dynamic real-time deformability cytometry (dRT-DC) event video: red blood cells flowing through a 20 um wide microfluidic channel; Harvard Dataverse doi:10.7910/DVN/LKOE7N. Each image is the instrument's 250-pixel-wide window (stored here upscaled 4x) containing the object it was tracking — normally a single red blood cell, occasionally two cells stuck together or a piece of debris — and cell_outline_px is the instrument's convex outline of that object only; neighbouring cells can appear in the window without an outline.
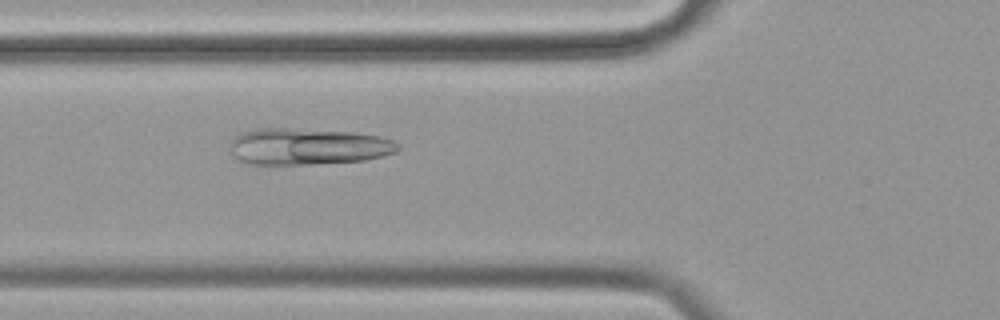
{"species": "common noctule bat (a hibernating species)", "species_latin": "Nyctalus noctula", "temperature_condition": "cold", "stored_images_in_passage": 41, "camera_frame_rate_fps": 3000, "um_per_image_px": 0.085, "animal": {"sex": "female", "body_mass_g": 19.9}, "frame": {"image": 1, "passage_image": 7, "time_ms": 2.0, "image_size_px": [1000, 320], "cell_outline_px": [[400, 148], [396, 152], [364, 160], [304, 164], [248, 164], [236, 160], [228, 144], [236, 136], [244, 132], [256, 128], [292, 128], [352, 132], [380, 136], [392, 140], [400, 144]], "centroid_in_image_um": [26.14, 12.44], "position_along_channel_um": 99.7, "area_um2": 35.78}}
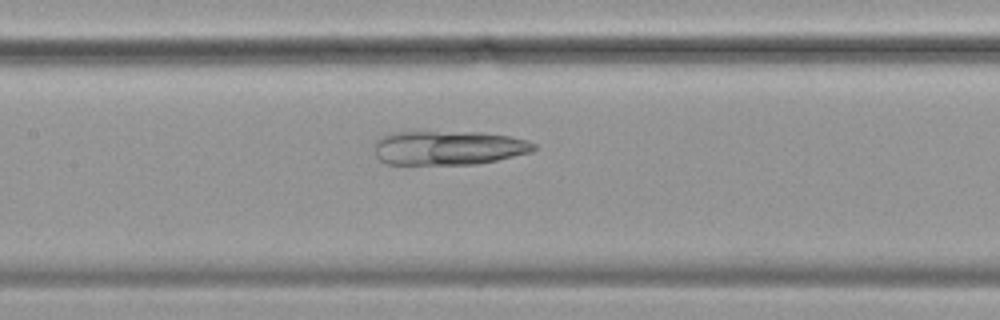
{"frame": {"image": 2, "passage_image": 13, "time_ms": 4.0, "image_size_px": [1000, 320], "cell_outline_px": [[536, 148], [532, 152], [496, 160], [476, 164], [384, 164], [376, 156], [376, 140], [380, 136], [388, 132], [480, 132], [508, 136], [528, 140], [536, 144]], "centroid_in_image_um": [38.11, 12.56], "position_along_channel_um": 169.3, "area_um2": 31.85}}
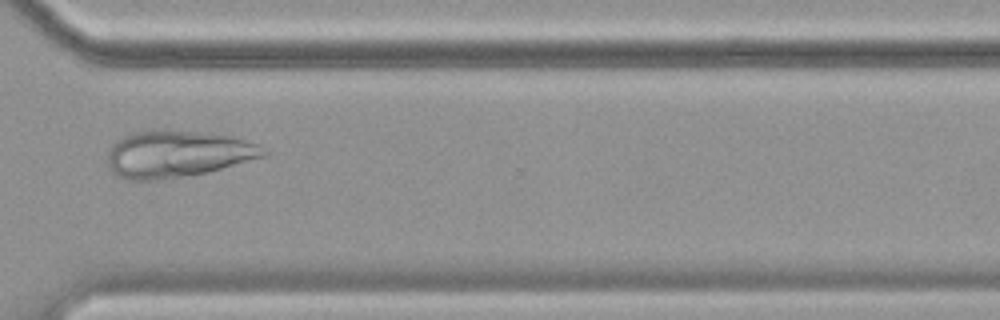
{"frame": {"image": 3, "passage_image": 29, "time_ms": 9.333, "image_size_px": [1000, 320], "cell_outline_px": [[268, 156], [208, 172], [160, 180], [124, 180], [116, 176], [108, 168], [108, 152], [112, 144], [116, 140], [132, 132], [164, 128], [232, 136], [256, 144], [268, 152]], "centroid_in_image_um": [15.04, 13.08], "position_along_channel_um": 355.6, "area_um2": 43.06}}